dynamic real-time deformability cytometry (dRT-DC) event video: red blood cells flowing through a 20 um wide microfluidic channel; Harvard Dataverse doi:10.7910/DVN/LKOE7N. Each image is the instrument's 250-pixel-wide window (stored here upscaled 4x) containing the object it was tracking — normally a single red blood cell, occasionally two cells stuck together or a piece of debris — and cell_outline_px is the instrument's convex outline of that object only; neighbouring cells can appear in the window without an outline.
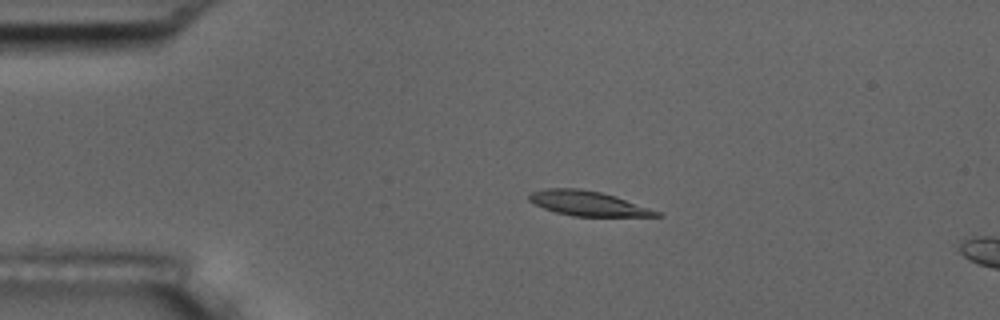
{"species": "common noctule bat (a hibernating species)", "species_latin": "Nyctalus noctula", "temperature_condition": "room temperature", "stored_images_in_passage": 17, "camera_frame_rate_fps": 3000, "um_per_image_px": 0.085, "animal": {"sex": "male", "body_mass_g": 17.5, "forearm_length_mm": 52.3}, "frame": {"image": 1, "passage_image": 12, "time_ms": 3.667, "image_size_px": [1000, 320], "cell_outline_px": [[664, 216], [572, 216], [556, 212], [544, 208], [528, 200], [528, 192], [544, 188], [580, 188], [600, 192], [616, 196], [660, 212]], "centroid_in_image_um": [49.92, 17.27], "position_along_channel_um": 35.1, "area_um2": 18.32}}